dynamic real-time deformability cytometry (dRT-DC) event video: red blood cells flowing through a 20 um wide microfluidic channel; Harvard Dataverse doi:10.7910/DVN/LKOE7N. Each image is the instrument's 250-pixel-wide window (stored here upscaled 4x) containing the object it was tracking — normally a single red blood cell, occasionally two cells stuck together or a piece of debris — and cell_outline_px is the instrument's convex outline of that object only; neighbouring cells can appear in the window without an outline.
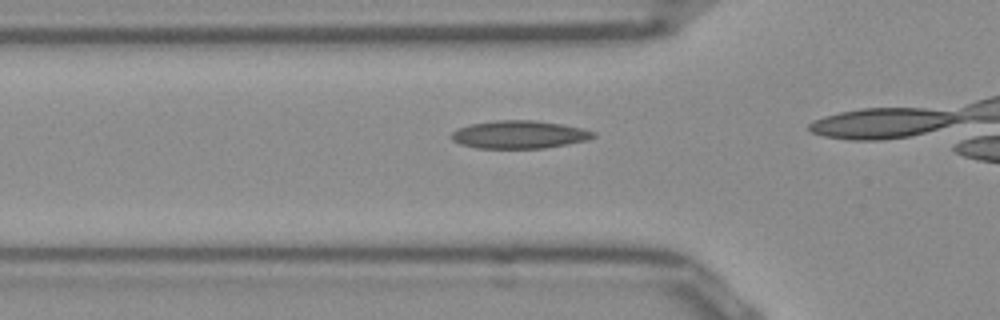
{"species": "Egyptian fruit bat (a non-hibernating species)", "species_latin": "Rousettus aegyptiacus", "temperature_condition": "room temperature", "stored_images_in_passage": 5, "camera_frame_rate_fps": 3000, "um_per_image_px": 0.085, "frame": {"image": 1, "passage_image": 3, "time_ms": 0.667, "image_size_px": [1000, 320], "cell_outline_px": [[596, 136], [584, 140], [544, 148], [476, 148], [460, 144], [452, 140], [452, 132], [460, 128], [472, 124], [496, 120], [536, 120], [560, 124], [580, 128], [596, 132]], "centroid_in_image_um": [44.11, 11.43], "position_along_channel_um": 81.7, "area_um2": 22.72}}